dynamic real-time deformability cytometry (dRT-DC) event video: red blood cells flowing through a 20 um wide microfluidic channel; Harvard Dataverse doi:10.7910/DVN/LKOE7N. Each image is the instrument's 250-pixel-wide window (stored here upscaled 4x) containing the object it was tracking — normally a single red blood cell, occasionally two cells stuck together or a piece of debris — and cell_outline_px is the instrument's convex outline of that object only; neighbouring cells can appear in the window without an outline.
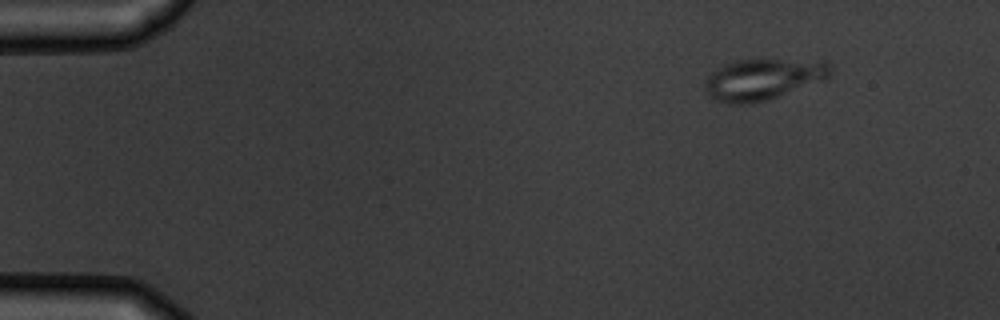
{"species": "common noctule bat (a hibernating species)", "species_latin": "Nyctalus noctula", "temperature_condition": "warm", "stored_images_in_passage": 4, "camera_frame_rate_fps": 3000, "um_per_image_px": 0.085, "animal": {"sex": "male", "body_mass_g": 19.5, "forearm_length_mm": 54.6}, "frame": {"image": 1, "passage_image": 1, "time_ms": 0.0, "image_size_px": [1000, 320], "cell_outline_px": [[832, 72], [828, 80], [764, 100], [748, 104], [728, 104], [716, 100], [708, 96], [704, 92], [704, 80], [712, 72], [724, 64], [740, 60], [828, 60], [832, 68]], "centroid_in_image_um": [64.89, 6.74], "position_along_channel_um": 20.1, "area_um2": 30.4}}